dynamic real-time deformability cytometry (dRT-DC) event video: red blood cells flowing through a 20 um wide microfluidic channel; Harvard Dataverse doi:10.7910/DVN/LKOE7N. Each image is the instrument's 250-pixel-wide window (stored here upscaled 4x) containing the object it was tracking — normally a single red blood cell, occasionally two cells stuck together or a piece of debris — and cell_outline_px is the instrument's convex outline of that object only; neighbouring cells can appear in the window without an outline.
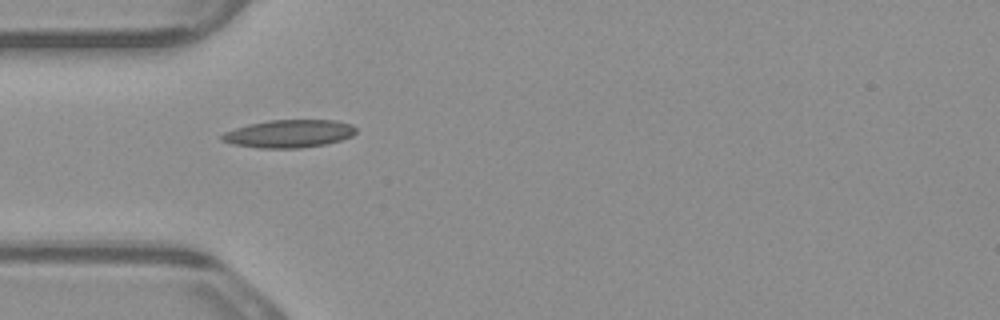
{"species": "common noctule bat (a hibernating species)", "species_latin": "Nyctalus noctula", "temperature_condition": "warm", "stored_images_in_passage": 1, "camera_frame_rate_fps": 3000, "um_per_image_px": 0.085, "animal": {"sex": "male", "body_mass_g": 23.1, "forearm_length_mm": 52.7}, "frame": {"image": 1, "passage_image": 1, "time_ms": 0.0, "image_size_px": [1000, 320], "cell_outline_px": [[356, 132], [352, 136], [328, 144], [300, 148], [260, 148], [232, 144], [220, 140], [220, 136], [224, 132], [248, 124], [268, 120], [336, 120], [352, 124], [356, 128]], "centroid_in_image_um": [24.57, 11.36], "position_along_channel_um": 60.4, "area_um2": 21.91}}